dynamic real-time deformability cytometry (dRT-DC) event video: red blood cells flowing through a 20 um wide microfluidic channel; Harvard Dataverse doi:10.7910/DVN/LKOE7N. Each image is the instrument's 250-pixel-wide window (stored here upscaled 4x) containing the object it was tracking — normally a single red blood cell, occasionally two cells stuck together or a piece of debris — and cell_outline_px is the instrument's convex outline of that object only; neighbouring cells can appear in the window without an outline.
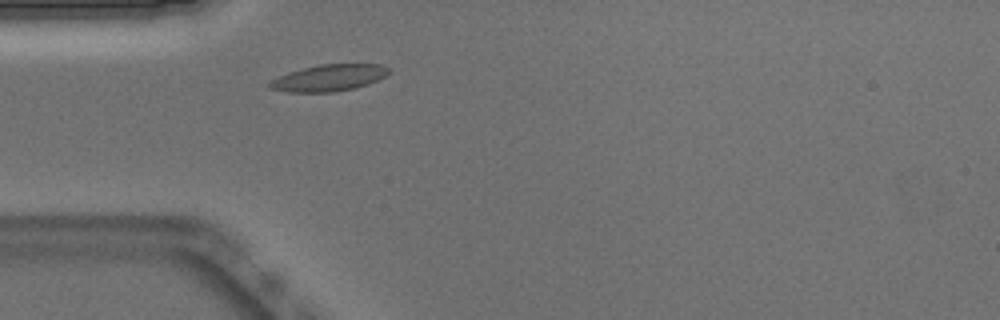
{"species": "Egyptian fruit bat (a non-hibernating species)", "species_latin": "Rousettus aegyptiacus", "temperature_condition": "warm", "stored_images_in_passage": 38, "camera_frame_rate_fps": 3000, "um_per_image_px": 0.085, "animal": {"sex": "male"}, "frame": {"image": 1, "passage_image": 1, "time_ms": 0.0, "image_size_px": [1000, 320], "cell_outline_px": [[388, 72], [384, 76], [368, 84], [352, 88], [332, 92], [288, 92], [268, 88], [268, 84], [272, 80], [280, 76], [304, 68], [320, 64], [380, 64], [388, 68]], "centroid_in_image_um": [27.94, 6.62], "position_along_channel_um": 57.1, "area_um2": 18.03}}
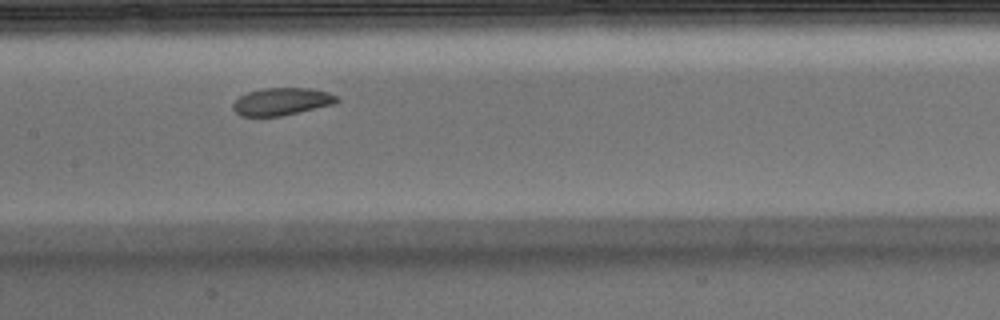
{"frame": {"image": 2, "passage_image": 11, "time_ms": 3.333, "image_size_px": [1000, 320], "cell_outline_px": [[340, 100], [336, 104], [280, 116], [240, 116], [232, 108], [232, 104], [240, 96], [248, 92], [264, 88], [312, 88], [328, 92], [336, 96]], "centroid_in_image_um": [23.96, 8.63], "position_along_channel_um": 183.4, "area_um2": 16.65}}
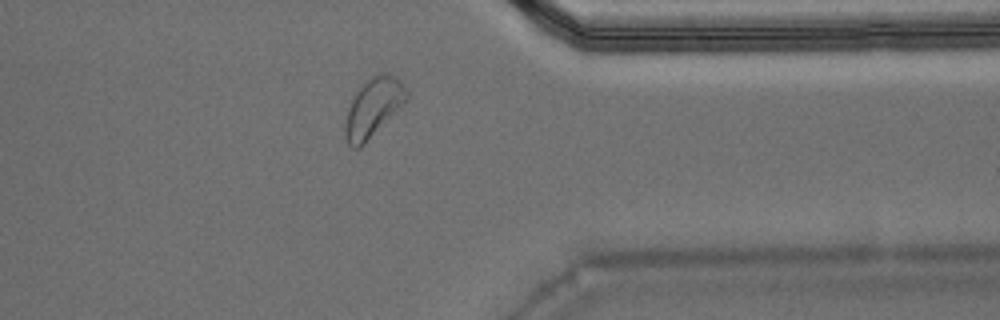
{"frame": {"image": 3, "passage_image": 27, "time_ms": 8.667, "image_size_px": [1000, 320], "cell_outline_px": [[408, 100], [360, 148], [352, 148], [348, 144], [344, 136], [344, 120], [352, 96], [368, 76], [380, 72], [388, 72], [396, 76], [400, 80], [408, 92]], "centroid_in_image_um": [31.7, 9.1], "position_along_channel_um": 379.7, "area_um2": 21.56}, "authors_computed_cell_mechanics": {"area_um2": 18.0625, "velocity_mm_per_s": 3.8588, "shape_relaxation_time_tau1_ms": 3.5247, "shape_relaxation_time_tau2_ms": 2.6358, "deformation_change_tau1": 0.1012, "deformation_change_tau2": 0.0753}}